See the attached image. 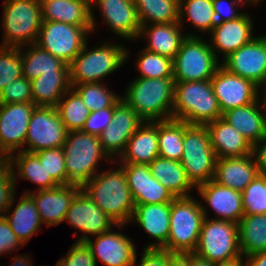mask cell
<instances>
[{
    "instance_id": "obj_11",
    "label": "cell",
    "mask_w": 266,
    "mask_h": 266,
    "mask_svg": "<svg viewBox=\"0 0 266 266\" xmlns=\"http://www.w3.org/2000/svg\"><path fill=\"white\" fill-rule=\"evenodd\" d=\"M92 26L43 21L36 45L70 65L92 34Z\"/></svg>"
},
{
    "instance_id": "obj_27",
    "label": "cell",
    "mask_w": 266,
    "mask_h": 266,
    "mask_svg": "<svg viewBox=\"0 0 266 266\" xmlns=\"http://www.w3.org/2000/svg\"><path fill=\"white\" fill-rule=\"evenodd\" d=\"M216 158L243 157L252 154L250 142L225 119L206 125Z\"/></svg>"
},
{
    "instance_id": "obj_51",
    "label": "cell",
    "mask_w": 266,
    "mask_h": 266,
    "mask_svg": "<svg viewBox=\"0 0 266 266\" xmlns=\"http://www.w3.org/2000/svg\"><path fill=\"white\" fill-rule=\"evenodd\" d=\"M20 246L24 247V244L13 232L7 219L0 217V256L20 249Z\"/></svg>"
},
{
    "instance_id": "obj_2",
    "label": "cell",
    "mask_w": 266,
    "mask_h": 266,
    "mask_svg": "<svg viewBox=\"0 0 266 266\" xmlns=\"http://www.w3.org/2000/svg\"><path fill=\"white\" fill-rule=\"evenodd\" d=\"M128 84L122 98L143 121L172 119L174 78L137 77Z\"/></svg>"
},
{
    "instance_id": "obj_37",
    "label": "cell",
    "mask_w": 266,
    "mask_h": 266,
    "mask_svg": "<svg viewBox=\"0 0 266 266\" xmlns=\"http://www.w3.org/2000/svg\"><path fill=\"white\" fill-rule=\"evenodd\" d=\"M141 26L179 21V0H134Z\"/></svg>"
},
{
    "instance_id": "obj_19",
    "label": "cell",
    "mask_w": 266,
    "mask_h": 266,
    "mask_svg": "<svg viewBox=\"0 0 266 266\" xmlns=\"http://www.w3.org/2000/svg\"><path fill=\"white\" fill-rule=\"evenodd\" d=\"M85 243L96 263L99 260L105 266H133L137 260L136 245L131 238L112 228L96 236L95 241L91 237Z\"/></svg>"
},
{
    "instance_id": "obj_39",
    "label": "cell",
    "mask_w": 266,
    "mask_h": 266,
    "mask_svg": "<svg viewBox=\"0 0 266 266\" xmlns=\"http://www.w3.org/2000/svg\"><path fill=\"white\" fill-rule=\"evenodd\" d=\"M184 121L168 119L158 121L159 157L181 161L183 154Z\"/></svg>"
},
{
    "instance_id": "obj_25",
    "label": "cell",
    "mask_w": 266,
    "mask_h": 266,
    "mask_svg": "<svg viewBox=\"0 0 266 266\" xmlns=\"http://www.w3.org/2000/svg\"><path fill=\"white\" fill-rule=\"evenodd\" d=\"M182 30L178 22L143 25L140 27L138 40L141 37L148 40L147 46L144 47L146 50L174 59L187 36H199L193 33L184 35Z\"/></svg>"
},
{
    "instance_id": "obj_43",
    "label": "cell",
    "mask_w": 266,
    "mask_h": 266,
    "mask_svg": "<svg viewBox=\"0 0 266 266\" xmlns=\"http://www.w3.org/2000/svg\"><path fill=\"white\" fill-rule=\"evenodd\" d=\"M241 194L244 214H266V175L258 174Z\"/></svg>"
},
{
    "instance_id": "obj_17",
    "label": "cell",
    "mask_w": 266,
    "mask_h": 266,
    "mask_svg": "<svg viewBox=\"0 0 266 266\" xmlns=\"http://www.w3.org/2000/svg\"><path fill=\"white\" fill-rule=\"evenodd\" d=\"M143 122L121 97L115 104L111 124L99 136L103 150L113 161L124 152L128 140Z\"/></svg>"
},
{
    "instance_id": "obj_52",
    "label": "cell",
    "mask_w": 266,
    "mask_h": 266,
    "mask_svg": "<svg viewBox=\"0 0 266 266\" xmlns=\"http://www.w3.org/2000/svg\"><path fill=\"white\" fill-rule=\"evenodd\" d=\"M172 254L163 249L144 248L139 265H137L135 260L133 266H168V259Z\"/></svg>"
},
{
    "instance_id": "obj_55",
    "label": "cell",
    "mask_w": 266,
    "mask_h": 266,
    "mask_svg": "<svg viewBox=\"0 0 266 266\" xmlns=\"http://www.w3.org/2000/svg\"><path fill=\"white\" fill-rule=\"evenodd\" d=\"M257 101L260 105V108H261V111L264 117L265 126H266V82L258 86Z\"/></svg>"
},
{
    "instance_id": "obj_34",
    "label": "cell",
    "mask_w": 266,
    "mask_h": 266,
    "mask_svg": "<svg viewBox=\"0 0 266 266\" xmlns=\"http://www.w3.org/2000/svg\"><path fill=\"white\" fill-rule=\"evenodd\" d=\"M151 174L164 185L174 197L191 196L194 186L188 180L182 163L162 157L155 158L150 164Z\"/></svg>"
},
{
    "instance_id": "obj_20",
    "label": "cell",
    "mask_w": 266,
    "mask_h": 266,
    "mask_svg": "<svg viewBox=\"0 0 266 266\" xmlns=\"http://www.w3.org/2000/svg\"><path fill=\"white\" fill-rule=\"evenodd\" d=\"M124 169L135 205L162 204L175 198L152 174L149 164L118 163Z\"/></svg>"
},
{
    "instance_id": "obj_14",
    "label": "cell",
    "mask_w": 266,
    "mask_h": 266,
    "mask_svg": "<svg viewBox=\"0 0 266 266\" xmlns=\"http://www.w3.org/2000/svg\"><path fill=\"white\" fill-rule=\"evenodd\" d=\"M64 221L82 233V236L76 239L79 242H85L92 237L91 235L98 236L113 228L114 225L119 230L126 226L125 224H116L82 189L72 200Z\"/></svg>"
},
{
    "instance_id": "obj_49",
    "label": "cell",
    "mask_w": 266,
    "mask_h": 266,
    "mask_svg": "<svg viewBox=\"0 0 266 266\" xmlns=\"http://www.w3.org/2000/svg\"><path fill=\"white\" fill-rule=\"evenodd\" d=\"M249 3L251 6L259 5L261 2L254 0H213L214 14L217 23L235 20L243 13L238 12V8Z\"/></svg>"
},
{
    "instance_id": "obj_33",
    "label": "cell",
    "mask_w": 266,
    "mask_h": 266,
    "mask_svg": "<svg viewBox=\"0 0 266 266\" xmlns=\"http://www.w3.org/2000/svg\"><path fill=\"white\" fill-rule=\"evenodd\" d=\"M71 88L69 72H48L31 81L33 103L36 106L56 107Z\"/></svg>"
},
{
    "instance_id": "obj_15",
    "label": "cell",
    "mask_w": 266,
    "mask_h": 266,
    "mask_svg": "<svg viewBox=\"0 0 266 266\" xmlns=\"http://www.w3.org/2000/svg\"><path fill=\"white\" fill-rule=\"evenodd\" d=\"M90 5L93 32L98 26L92 10L96 5L103 22L113 34L131 41L137 40L141 25L134 0H90Z\"/></svg>"
},
{
    "instance_id": "obj_58",
    "label": "cell",
    "mask_w": 266,
    "mask_h": 266,
    "mask_svg": "<svg viewBox=\"0 0 266 266\" xmlns=\"http://www.w3.org/2000/svg\"><path fill=\"white\" fill-rule=\"evenodd\" d=\"M243 257L241 254L233 259L215 263L214 266H246V258Z\"/></svg>"
},
{
    "instance_id": "obj_35",
    "label": "cell",
    "mask_w": 266,
    "mask_h": 266,
    "mask_svg": "<svg viewBox=\"0 0 266 266\" xmlns=\"http://www.w3.org/2000/svg\"><path fill=\"white\" fill-rule=\"evenodd\" d=\"M20 51L23 77L29 81L38 78L43 73L69 72V65L36 44L22 46Z\"/></svg>"
},
{
    "instance_id": "obj_16",
    "label": "cell",
    "mask_w": 266,
    "mask_h": 266,
    "mask_svg": "<svg viewBox=\"0 0 266 266\" xmlns=\"http://www.w3.org/2000/svg\"><path fill=\"white\" fill-rule=\"evenodd\" d=\"M228 72L260 86L266 82V41L262 35L232 52L221 62Z\"/></svg>"
},
{
    "instance_id": "obj_41",
    "label": "cell",
    "mask_w": 266,
    "mask_h": 266,
    "mask_svg": "<svg viewBox=\"0 0 266 266\" xmlns=\"http://www.w3.org/2000/svg\"><path fill=\"white\" fill-rule=\"evenodd\" d=\"M71 88L80 96L91 112L115 107L122 97L110 90L109 87L107 88L102 82L84 83L71 86Z\"/></svg>"
},
{
    "instance_id": "obj_3",
    "label": "cell",
    "mask_w": 266,
    "mask_h": 266,
    "mask_svg": "<svg viewBox=\"0 0 266 266\" xmlns=\"http://www.w3.org/2000/svg\"><path fill=\"white\" fill-rule=\"evenodd\" d=\"M222 117L211 80L175 82L172 119L207 125Z\"/></svg>"
},
{
    "instance_id": "obj_13",
    "label": "cell",
    "mask_w": 266,
    "mask_h": 266,
    "mask_svg": "<svg viewBox=\"0 0 266 266\" xmlns=\"http://www.w3.org/2000/svg\"><path fill=\"white\" fill-rule=\"evenodd\" d=\"M36 105L30 103L0 104V159L23 151L27 128Z\"/></svg>"
},
{
    "instance_id": "obj_32",
    "label": "cell",
    "mask_w": 266,
    "mask_h": 266,
    "mask_svg": "<svg viewBox=\"0 0 266 266\" xmlns=\"http://www.w3.org/2000/svg\"><path fill=\"white\" fill-rule=\"evenodd\" d=\"M7 161L15 180V186L16 182H19L16 180L17 178L29 180L36 184L38 187L36 190L52 189L59 186L51 175L47 174L35 153L26 151L15 152L7 158Z\"/></svg>"
},
{
    "instance_id": "obj_56",
    "label": "cell",
    "mask_w": 266,
    "mask_h": 266,
    "mask_svg": "<svg viewBox=\"0 0 266 266\" xmlns=\"http://www.w3.org/2000/svg\"><path fill=\"white\" fill-rule=\"evenodd\" d=\"M168 266H188V253H173L168 259Z\"/></svg>"
},
{
    "instance_id": "obj_26",
    "label": "cell",
    "mask_w": 266,
    "mask_h": 266,
    "mask_svg": "<svg viewBox=\"0 0 266 266\" xmlns=\"http://www.w3.org/2000/svg\"><path fill=\"white\" fill-rule=\"evenodd\" d=\"M258 174L253 154L243 157L217 158L213 180L242 192Z\"/></svg>"
},
{
    "instance_id": "obj_40",
    "label": "cell",
    "mask_w": 266,
    "mask_h": 266,
    "mask_svg": "<svg viewBox=\"0 0 266 266\" xmlns=\"http://www.w3.org/2000/svg\"><path fill=\"white\" fill-rule=\"evenodd\" d=\"M56 110L66 130H82L91 111L80 96L70 88L60 99Z\"/></svg>"
},
{
    "instance_id": "obj_47",
    "label": "cell",
    "mask_w": 266,
    "mask_h": 266,
    "mask_svg": "<svg viewBox=\"0 0 266 266\" xmlns=\"http://www.w3.org/2000/svg\"><path fill=\"white\" fill-rule=\"evenodd\" d=\"M16 187L7 159H0V217L9 208Z\"/></svg>"
},
{
    "instance_id": "obj_29",
    "label": "cell",
    "mask_w": 266,
    "mask_h": 266,
    "mask_svg": "<svg viewBox=\"0 0 266 266\" xmlns=\"http://www.w3.org/2000/svg\"><path fill=\"white\" fill-rule=\"evenodd\" d=\"M14 197H16L15 194L4 217L9 222L13 232L25 245L35 233L41 230L43 223L41 222L36 205L29 194L23 193L16 207L13 208L14 211H11L12 205L15 202Z\"/></svg>"
},
{
    "instance_id": "obj_4",
    "label": "cell",
    "mask_w": 266,
    "mask_h": 266,
    "mask_svg": "<svg viewBox=\"0 0 266 266\" xmlns=\"http://www.w3.org/2000/svg\"><path fill=\"white\" fill-rule=\"evenodd\" d=\"M62 148L65 155L67 185L75 184L82 187L99 172V161L115 163L103 150L100 137L82 130L67 132Z\"/></svg>"
},
{
    "instance_id": "obj_6",
    "label": "cell",
    "mask_w": 266,
    "mask_h": 266,
    "mask_svg": "<svg viewBox=\"0 0 266 266\" xmlns=\"http://www.w3.org/2000/svg\"><path fill=\"white\" fill-rule=\"evenodd\" d=\"M191 196L175 197L171 202L170 230L162 248L171 253H193L200 236L202 222L208 216L206 206Z\"/></svg>"
},
{
    "instance_id": "obj_5",
    "label": "cell",
    "mask_w": 266,
    "mask_h": 266,
    "mask_svg": "<svg viewBox=\"0 0 266 266\" xmlns=\"http://www.w3.org/2000/svg\"><path fill=\"white\" fill-rule=\"evenodd\" d=\"M123 43L105 42L87 48L88 41L69 65L70 85L97 83L121 68L130 54Z\"/></svg>"
},
{
    "instance_id": "obj_12",
    "label": "cell",
    "mask_w": 266,
    "mask_h": 266,
    "mask_svg": "<svg viewBox=\"0 0 266 266\" xmlns=\"http://www.w3.org/2000/svg\"><path fill=\"white\" fill-rule=\"evenodd\" d=\"M67 132L56 107L36 106L28 124L23 151L36 153L62 147Z\"/></svg>"
},
{
    "instance_id": "obj_36",
    "label": "cell",
    "mask_w": 266,
    "mask_h": 266,
    "mask_svg": "<svg viewBox=\"0 0 266 266\" xmlns=\"http://www.w3.org/2000/svg\"><path fill=\"white\" fill-rule=\"evenodd\" d=\"M240 253L246 257L266 251V214H244L238 223Z\"/></svg>"
},
{
    "instance_id": "obj_53",
    "label": "cell",
    "mask_w": 266,
    "mask_h": 266,
    "mask_svg": "<svg viewBox=\"0 0 266 266\" xmlns=\"http://www.w3.org/2000/svg\"><path fill=\"white\" fill-rule=\"evenodd\" d=\"M252 154L257 164L258 173L266 175V136L260 142L253 145Z\"/></svg>"
},
{
    "instance_id": "obj_45",
    "label": "cell",
    "mask_w": 266,
    "mask_h": 266,
    "mask_svg": "<svg viewBox=\"0 0 266 266\" xmlns=\"http://www.w3.org/2000/svg\"><path fill=\"white\" fill-rule=\"evenodd\" d=\"M47 174L59 184L67 185L65 155L62 147L41 150L35 153Z\"/></svg>"
},
{
    "instance_id": "obj_21",
    "label": "cell",
    "mask_w": 266,
    "mask_h": 266,
    "mask_svg": "<svg viewBox=\"0 0 266 266\" xmlns=\"http://www.w3.org/2000/svg\"><path fill=\"white\" fill-rule=\"evenodd\" d=\"M253 23L248 13H243L235 20L217 23L211 30V40L208 41L217 59L221 54L224 60L232 52L252 41L256 37L253 33Z\"/></svg>"
},
{
    "instance_id": "obj_50",
    "label": "cell",
    "mask_w": 266,
    "mask_h": 266,
    "mask_svg": "<svg viewBox=\"0 0 266 266\" xmlns=\"http://www.w3.org/2000/svg\"><path fill=\"white\" fill-rule=\"evenodd\" d=\"M114 107H108L98 111H92L86 120L82 131L91 135L100 136L111 124Z\"/></svg>"
},
{
    "instance_id": "obj_28",
    "label": "cell",
    "mask_w": 266,
    "mask_h": 266,
    "mask_svg": "<svg viewBox=\"0 0 266 266\" xmlns=\"http://www.w3.org/2000/svg\"><path fill=\"white\" fill-rule=\"evenodd\" d=\"M159 157L158 121H144L127 142L124 152L115 162L150 164Z\"/></svg>"
},
{
    "instance_id": "obj_54",
    "label": "cell",
    "mask_w": 266,
    "mask_h": 266,
    "mask_svg": "<svg viewBox=\"0 0 266 266\" xmlns=\"http://www.w3.org/2000/svg\"><path fill=\"white\" fill-rule=\"evenodd\" d=\"M246 266H266V251L246 256Z\"/></svg>"
},
{
    "instance_id": "obj_30",
    "label": "cell",
    "mask_w": 266,
    "mask_h": 266,
    "mask_svg": "<svg viewBox=\"0 0 266 266\" xmlns=\"http://www.w3.org/2000/svg\"><path fill=\"white\" fill-rule=\"evenodd\" d=\"M43 21L92 26L90 0H40Z\"/></svg>"
},
{
    "instance_id": "obj_24",
    "label": "cell",
    "mask_w": 266,
    "mask_h": 266,
    "mask_svg": "<svg viewBox=\"0 0 266 266\" xmlns=\"http://www.w3.org/2000/svg\"><path fill=\"white\" fill-rule=\"evenodd\" d=\"M171 202L162 204L135 205L131 223L142 228L149 237L157 241L146 244L144 248L162 249L167 244L170 230Z\"/></svg>"
},
{
    "instance_id": "obj_48",
    "label": "cell",
    "mask_w": 266,
    "mask_h": 266,
    "mask_svg": "<svg viewBox=\"0 0 266 266\" xmlns=\"http://www.w3.org/2000/svg\"><path fill=\"white\" fill-rule=\"evenodd\" d=\"M57 266H97V263L87 244L75 241L68 253L58 260Z\"/></svg>"
},
{
    "instance_id": "obj_9",
    "label": "cell",
    "mask_w": 266,
    "mask_h": 266,
    "mask_svg": "<svg viewBox=\"0 0 266 266\" xmlns=\"http://www.w3.org/2000/svg\"><path fill=\"white\" fill-rule=\"evenodd\" d=\"M208 41L199 36H187L173 59L175 82L211 80L221 66Z\"/></svg>"
},
{
    "instance_id": "obj_38",
    "label": "cell",
    "mask_w": 266,
    "mask_h": 266,
    "mask_svg": "<svg viewBox=\"0 0 266 266\" xmlns=\"http://www.w3.org/2000/svg\"><path fill=\"white\" fill-rule=\"evenodd\" d=\"M185 18V19H184ZM189 23L202 34H210L217 24L213 0H179V21L184 28V21Z\"/></svg>"
},
{
    "instance_id": "obj_46",
    "label": "cell",
    "mask_w": 266,
    "mask_h": 266,
    "mask_svg": "<svg viewBox=\"0 0 266 266\" xmlns=\"http://www.w3.org/2000/svg\"><path fill=\"white\" fill-rule=\"evenodd\" d=\"M33 102L31 81L25 77L15 78L0 91V104Z\"/></svg>"
},
{
    "instance_id": "obj_44",
    "label": "cell",
    "mask_w": 266,
    "mask_h": 266,
    "mask_svg": "<svg viewBox=\"0 0 266 266\" xmlns=\"http://www.w3.org/2000/svg\"><path fill=\"white\" fill-rule=\"evenodd\" d=\"M20 47L0 46V91L15 78L22 77Z\"/></svg>"
},
{
    "instance_id": "obj_42",
    "label": "cell",
    "mask_w": 266,
    "mask_h": 266,
    "mask_svg": "<svg viewBox=\"0 0 266 266\" xmlns=\"http://www.w3.org/2000/svg\"><path fill=\"white\" fill-rule=\"evenodd\" d=\"M137 70L141 78H173V59L150 52L146 49L139 51L136 59Z\"/></svg>"
},
{
    "instance_id": "obj_60",
    "label": "cell",
    "mask_w": 266,
    "mask_h": 266,
    "mask_svg": "<svg viewBox=\"0 0 266 266\" xmlns=\"http://www.w3.org/2000/svg\"><path fill=\"white\" fill-rule=\"evenodd\" d=\"M255 2H263V0H254Z\"/></svg>"
},
{
    "instance_id": "obj_1",
    "label": "cell",
    "mask_w": 266,
    "mask_h": 266,
    "mask_svg": "<svg viewBox=\"0 0 266 266\" xmlns=\"http://www.w3.org/2000/svg\"><path fill=\"white\" fill-rule=\"evenodd\" d=\"M81 189L116 224L130 223L135 203L120 166L95 174Z\"/></svg>"
},
{
    "instance_id": "obj_8",
    "label": "cell",
    "mask_w": 266,
    "mask_h": 266,
    "mask_svg": "<svg viewBox=\"0 0 266 266\" xmlns=\"http://www.w3.org/2000/svg\"><path fill=\"white\" fill-rule=\"evenodd\" d=\"M216 159L206 125L184 122L183 154L180 162L195 188L214 178Z\"/></svg>"
},
{
    "instance_id": "obj_23",
    "label": "cell",
    "mask_w": 266,
    "mask_h": 266,
    "mask_svg": "<svg viewBox=\"0 0 266 266\" xmlns=\"http://www.w3.org/2000/svg\"><path fill=\"white\" fill-rule=\"evenodd\" d=\"M207 208L215 212L216 220L239 223L244 215L242 194L240 191L223 186L213 179L196 188Z\"/></svg>"
},
{
    "instance_id": "obj_31",
    "label": "cell",
    "mask_w": 266,
    "mask_h": 266,
    "mask_svg": "<svg viewBox=\"0 0 266 266\" xmlns=\"http://www.w3.org/2000/svg\"><path fill=\"white\" fill-rule=\"evenodd\" d=\"M222 118L237 129L252 146L266 136L264 117L257 100L226 111Z\"/></svg>"
},
{
    "instance_id": "obj_7",
    "label": "cell",
    "mask_w": 266,
    "mask_h": 266,
    "mask_svg": "<svg viewBox=\"0 0 266 266\" xmlns=\"http://www.w3.org/2000/svg\"><path fill=\"white\" fill-rule=\"evenodd\" d=\"M2 47L36 44L43 23L40 0H4Z\"/></svg>"
},
{
    "instance_id": "obj_22",
    "label": "cell",
    "mask_w": 266,
    "mask_h": 266,
    "mask_svg": "<svg viewBox=\"0 0 266 266\" xmlns=\"http://www.w3.org/2000/svg\"><path fill=\"white\" fill-rule=\"evenodd\" d=\"M81 190V186L75 184L59 185L52 189L26 190L39 212L41 222L47 227L64 222L66 213L75 195Z\"/></svg>"
},
{
    "instance_id": "obj_10",
    "label": "cell",
    "mask_w": 266,
    "mask_h": 266,
    "mask_svg": "<svg viewBox=\"0 0 266 266\" xmlns=\"http://www.w3.org/2000/svg\"><path fill=\"white\" fill-rule=\"evenodd\" d=\"M193 254L214 264L241 255L238 224L205 217Z\"/></svg>"
},
{
    "instance_id": "obj_18",
    "label": "cell",
    "mask_w": 266,
    "mask_h": 266,
    "mask_svg": "<svg viewBox=\"0 0 266 266\" xmlns=\"http://www.w3.org/2000/svg\"><path fill=\"white\" fill-rule=\"evenodd\" d=\"M211 84L222 114L257 100V85L239 75L228 72L222 66L211 78Z\"/></svg>"
},
{
    "instance_id": "obj_59",
    "label": "cell",
    "mask_w": 266,
    "mask_h": 266,
    "mask_svg": "<svg viewBox=\"0 0 266 266\" xmlns=\"http://www.w3.org/2000/svg\"><path fill=\"white\" fill-rule=\"evenodd\" d=\"M188 266H214V263L199 258L193 253H188Z\"/></svg>"
},
{
    "instance_id": "obj_57",
    "label": "cell",
    "mask_w": 266,
    "mask_h": 266,
    "mask_svg": "<svg viewBox=\"0 0 266 266\" xmlns=\"http://www.w3.org/2000/svg\"><path fill=\"white\" fill-rule=\"evenodd\" d=\"M31 260L32 258L30 257V255L29 257H27L26 254L17 255L11 258L12 264H10V266H33L34 263H31L33 262Z\"/></svg>"
}]
</instances>
